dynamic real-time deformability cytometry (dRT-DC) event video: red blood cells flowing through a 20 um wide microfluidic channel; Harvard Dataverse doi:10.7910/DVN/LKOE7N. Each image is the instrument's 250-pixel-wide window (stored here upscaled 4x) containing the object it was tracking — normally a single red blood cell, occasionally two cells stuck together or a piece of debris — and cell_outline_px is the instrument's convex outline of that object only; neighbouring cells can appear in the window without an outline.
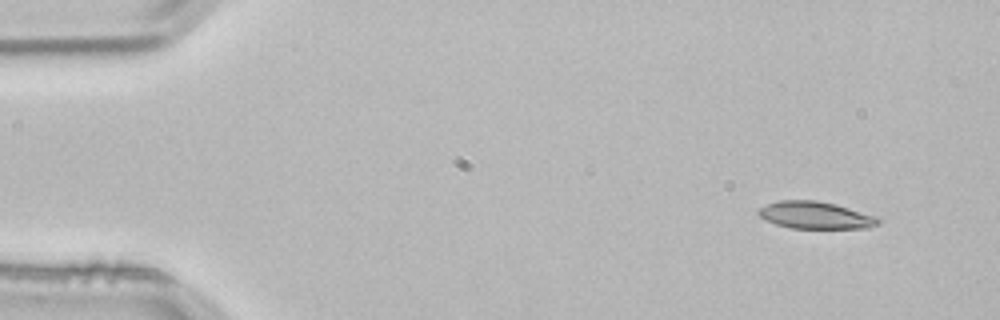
{"species": "common noctule bat (a hibernating species)", "species_latin": "Nyctalus noctula", "temperature_condition": "room temperature", "stored_images_in_passage": 3, "camera_frame_rate_fps": 3000, "um_per_image_px": 0.085, "animal": {"sex": "male", "body_mass_g": 21.5, "forearm_length_mm": 52.0}, "frame": {"image": 1, "passage_image": 1, "time_ms": 0.0, "image_size_px": [1000, 320], "cell_outline_px": [[880, 224], [868, 228], [792, 228], [776, 224], [760, 216], [756, 212], [760, 208], [768, 204], [780, 200], [816, 200], [836, 204], [876, 216], [880, 220]], "centroid_in_image_um": [69.34, 18.29], "position_along_channel_um": 15.7, "area_um2": 18.84}}